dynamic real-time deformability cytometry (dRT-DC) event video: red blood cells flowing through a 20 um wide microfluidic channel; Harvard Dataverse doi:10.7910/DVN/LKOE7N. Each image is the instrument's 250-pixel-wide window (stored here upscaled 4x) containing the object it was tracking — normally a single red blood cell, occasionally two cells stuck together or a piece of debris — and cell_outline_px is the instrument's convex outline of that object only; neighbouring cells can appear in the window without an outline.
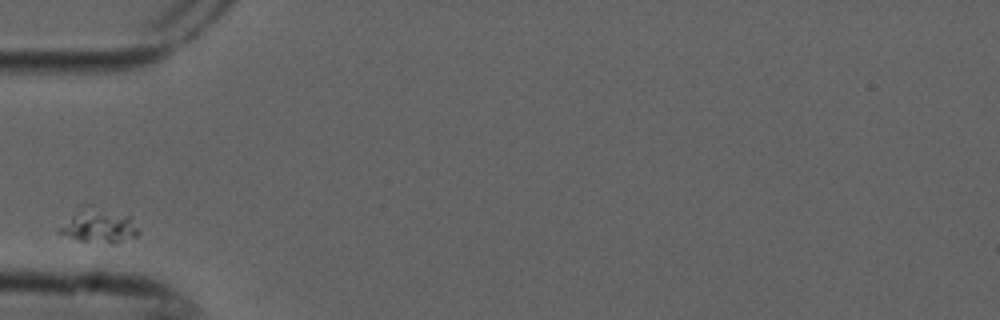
{"species": "common noctule bat (a hibernating species)", "species_latin": "Nyctalus noctula", "temperature_condition": "cold", "stored_images_in_passage": 3, "camera_frame_rate_fps": 3000, "um_per_image_px": 0.085, "animal": {"sex": "male", "forearm_length_mm": 52.5}, "frame": {"image": 1, "passage_image": 1, "time_ms": 0.0, "image_size_px": [1000, 320], "cell_outline_px": [[140, 232], [136, 236], [116, 244], [112, 244], [80, 240], [56, 232], [56, 228], [80, 204], [88, 204], [128, 216]], "centroid_in_image_um": [8.31, 19.17], "position_along_channel_um": 76.7, "area_um2": 16.01}}
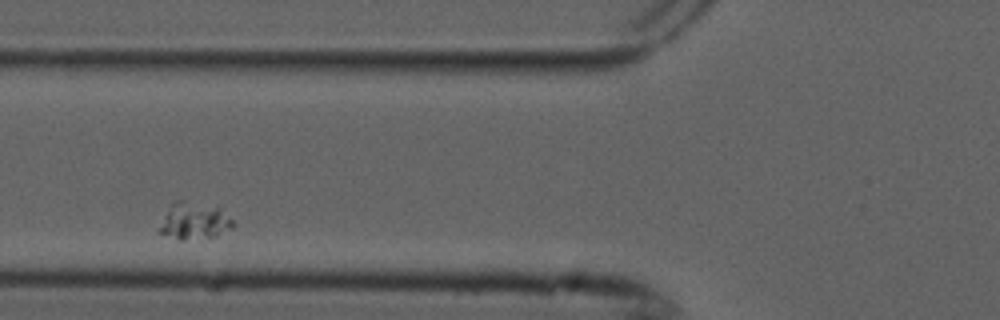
{"frame": {"image": 2, "passage_image": 2, "time_ms": 0.333, "image_size_px": [1000, 320], "cell_outline_px": [[236, 224], [232, 228], [216, 236], [184, 240], [180, 240], [156, 232], [156, 228], [172, 200], [184, 200], [220, 208]], "centroid_in_image_um": [16.43, 18.78], "position_along_channel_um": 109.4, "area_um2": 16.13}}
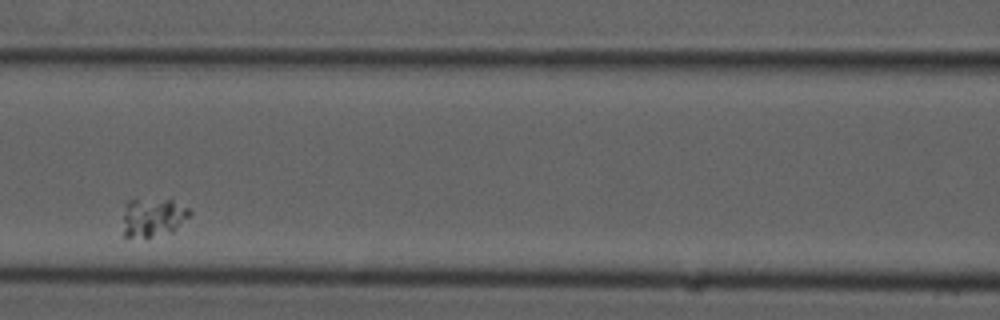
{"frame": {"image": 3, "passage_image": 3, "time_ms": 0.667, "image_size_px": [1000, 320], "cell_outline_px": [[192, 212], [172, 232], [152, 236], [124, 236], [124, 204], [128, 200], [172, 200], [188, 208]], "centroid_in_image_um": [13.0, 18.45], "position_along_channel_um": 153.6, "area_um2": 14.57}}